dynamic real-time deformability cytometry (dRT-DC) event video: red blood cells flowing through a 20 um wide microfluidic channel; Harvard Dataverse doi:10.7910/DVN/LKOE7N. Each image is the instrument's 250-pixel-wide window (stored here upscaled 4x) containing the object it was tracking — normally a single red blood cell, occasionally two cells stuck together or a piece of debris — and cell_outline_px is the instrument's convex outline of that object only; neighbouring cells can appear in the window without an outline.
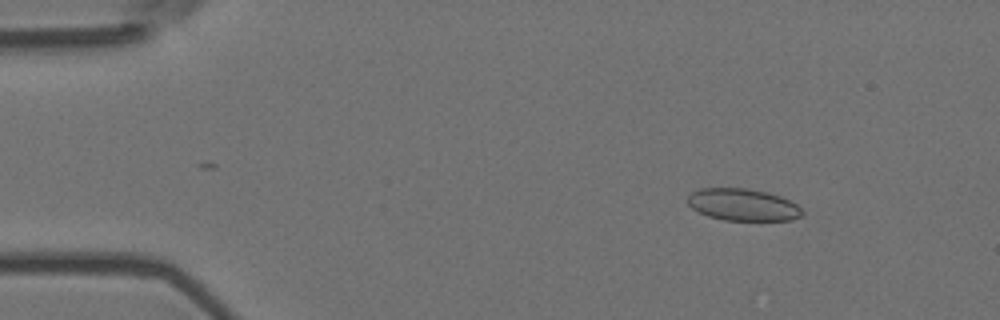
{"species": "Egyptian fruit bat (a non-hibernating species)", "species_latin": "Rousettus aegyptiacus", "temperature_condition": "room temperature", "stored_images_in_passage": 4, "camera_frame_rate_fps": 3000, "um_per_image_px": 0.085, "animal": {"sex": "female"}, "frame": {"image": 1, "passage_image": 2, "time_ms": 0.333, "image_size_px": [1000, 320], "cell_outline_px": [[804, 212], [800, 216], [792, 220], [724, 220], [708, 216], [692, 208], [688, 204], [688, 196], [692, 192], [700, 188], [748, 188], [768, 192], [780, 196], [796, 204]], "centroid_in_image_um": [63.14, 17.39], "position_along_channel_um": 21.9, "area_um2": 21.33}}